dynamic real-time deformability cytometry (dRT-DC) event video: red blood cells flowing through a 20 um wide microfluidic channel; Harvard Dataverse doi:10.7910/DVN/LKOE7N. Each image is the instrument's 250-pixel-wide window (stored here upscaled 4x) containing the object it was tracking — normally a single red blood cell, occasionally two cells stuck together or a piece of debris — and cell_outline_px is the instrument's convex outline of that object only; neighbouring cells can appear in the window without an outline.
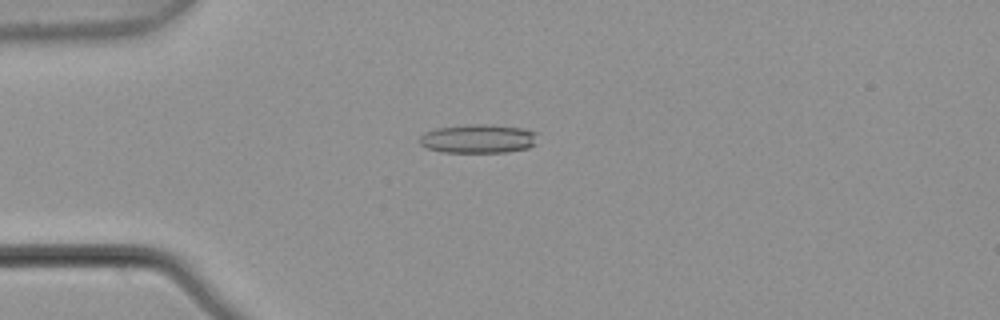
{"species": "common noctule bat (a hibernating species)", "species_latin": "Nyctalus noctula", "temperature_condition": "warm", "stored_images_in_passage": 5, "camera_frame_rate_fps": 3000, "um_per_image_px": 0.085, "animal": {"sex": "male", "body_mass_g": 21.5, "forearm_length_mm": 52.0}, "frame": {"image": 1, "passage_image": 4, "time_ms": 1.0, "image_size_px": [1000, 320], "cell_outline_px": [[536, 144], [528, 148], [508, 152], [440, 152], [428, 148], [420, 144], [420, 136], [424, 132], [436, 128], [464, 124], [488, 124], [524, 128], [536, 132]], "centroid_in_image_um": [40.65, 11.78], "position_along_channel_um": 44.3, "area_um2": 20.06}}